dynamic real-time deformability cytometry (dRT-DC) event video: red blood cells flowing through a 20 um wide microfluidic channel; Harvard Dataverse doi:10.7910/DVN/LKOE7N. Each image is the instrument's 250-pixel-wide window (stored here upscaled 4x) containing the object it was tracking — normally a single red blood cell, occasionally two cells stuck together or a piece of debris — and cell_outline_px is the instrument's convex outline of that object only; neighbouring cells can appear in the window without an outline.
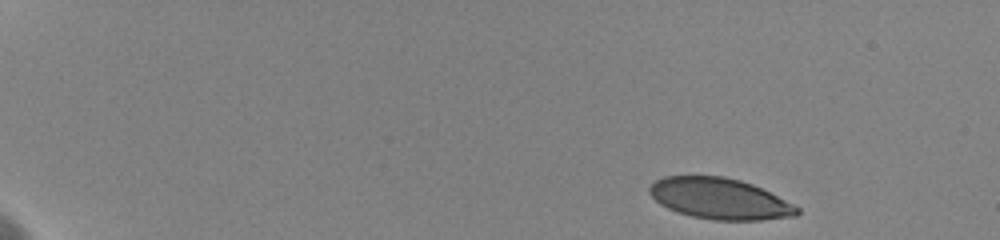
{"species": "human", "species_latin": "Homo sapiens", "temperature_condition": "cold", "stored_images_in_passage": 66, "camera_frame_rate_fps": 3000, "um_per_image_px": 0.085, "donor": {"sex": "female"}, "frame": {"image": 1, "passage_image": 1, "time_ms": 0.0, "image_size_px": [1000, 240], "cell_outline_px": [[800, 212], [796, 216], [760, 220], [716, 220], [692, 216], [668, 208], [660, 204], [648, 192], [648, 188], [656, 180], [664, 176], [724, 176], [740, 180], [752, 184], [800, 208]], "centroid_in_image_um": [61.16, 16.88], "position_along_channel_um": 23.8, "area_um2": 34.91}}
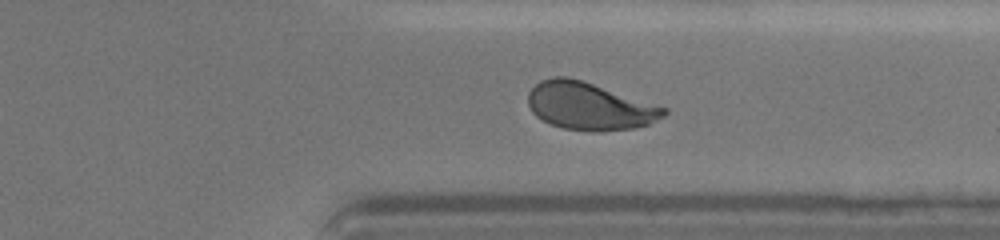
{"frame": {"image": 2, "passage_image": 50, "time_ms": 13.333, "image_size_px": [1000, 240], "cell_outline_px": [[668, 112], [664, 116], [648, 124], [636, 128], [600, 132], [564, 128], [552, 124], [536, 116], [532, 112], [528, 104], [528, 92], [540, 80], [556, 76], [568, 76], [668, 108]], "centroid_in_image_um": [50.1, 9.02], "position_along_channel_um": 361.3, "area_um2": 37.4}}
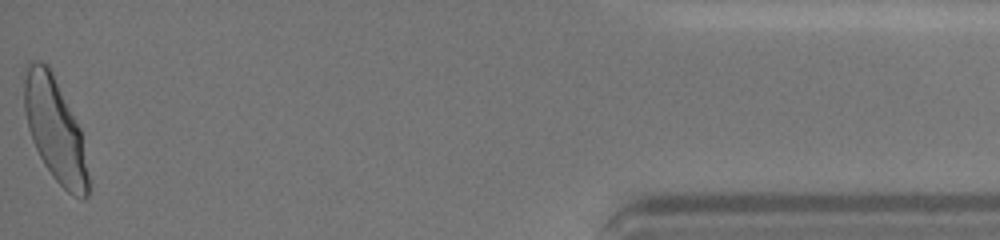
{"frame": {"image": 3, "passage_image": 65, "time_ms": 17.0, "image_size_px": [1000, 240], "cell_outline_px": [[88, 196], [84, 200], [72, 196], [52, 176], [44, 164], [32, 140], [28, 128], [24, 112], [24, 64], [28, 60], [40, 60], [48, 64], [80, 128], [88, 176]], "centroid_in_image_um": [4.64, 10.97], "position_along_channel_um": 430.6, "area_um2": 38.55}, "authors_computed_cell_mechanics": {"area_um2": 37.9168, "velocity_mm_per_s": 3.5849, "shape_relaxation_time_tau1_ms": 3.2445, "shape_relaxation_time_tau2_ms": null, "deformation_change_tau1": 0.1439, "deformation_change_tau2": null}}